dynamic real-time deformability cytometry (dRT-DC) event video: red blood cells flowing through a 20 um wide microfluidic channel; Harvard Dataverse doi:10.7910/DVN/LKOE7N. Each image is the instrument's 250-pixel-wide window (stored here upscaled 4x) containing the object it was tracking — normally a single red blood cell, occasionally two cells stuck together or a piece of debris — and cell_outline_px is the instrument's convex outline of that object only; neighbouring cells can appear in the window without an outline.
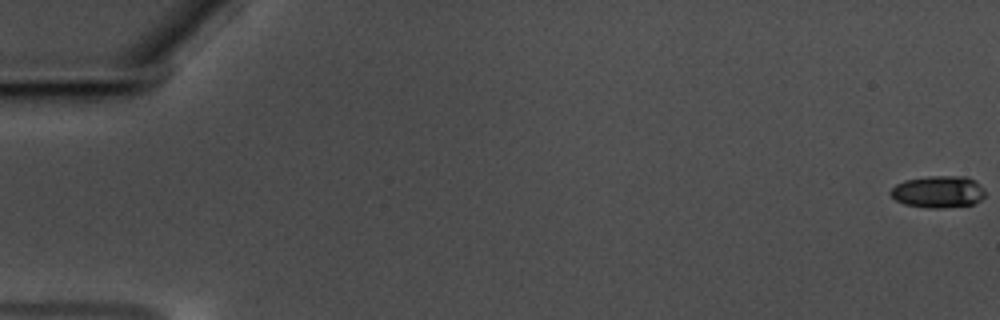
{"species": "common noctule bat (a hibernating species)", "species_latin": "Nyctalus noctula", "temperature_condition": "warm", "stored_images_in_passage": 60, "camera_frame_rate_fps": 3000, "um_per_image_px": 0.085, "animal": {"sex": "male", "body_mass_g": 17.5, "forearm_length_mm": 52.3}, "frame": {"image": 1, "passage_image": 1, "time_ms": 0.0, "image_size_px": [1000, 320], "cell_outline_px": [[984, 196], [980, 200], [972, 204], [944, 208], [928, 208], [904, 204], [896, 200], [888, 192], [896, 184], [904, 180], [928, 176], [968, 176], [976, 180], [984, 188]], "centroid_in_image_um": [79.75, 16.29], "position_along_channel_um": 5.2, "area_um2": 17.8}}
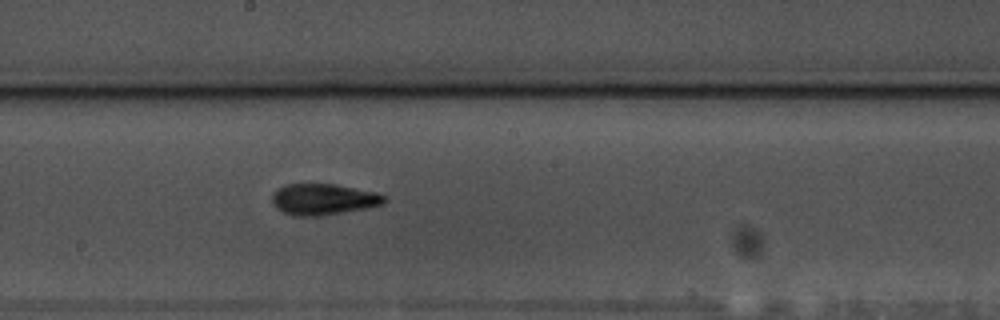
{"frame": {"image": 2, "passage_image": 34, "time_ms": 11.0, "image_size_px": [1000, 320], "cell_outline_px": [[388, 200], [384, 204], [368, 208], [324, 216], [292, 216], [276, 208], [272, 204], [272, 196], [276, 188], [284, 184], [332, 184], [376, 192], [384, 196]], "centroid_in_image_um": [27.47, 16.95], "position_along_channel_um": 220.7, "area_um2": 20.63}}
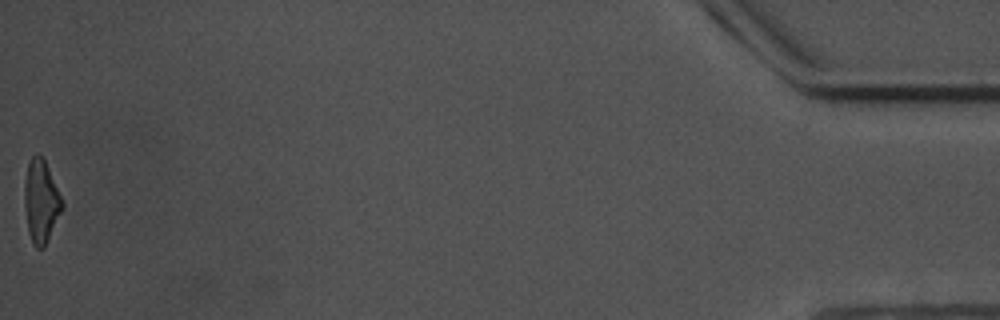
{"frame": {"image": 3, "passage_image": 60, "time_ms": 19.667, "image_size_px": [1000, 320], "cell_outline_px": [[64, 208], [44, 248], [36, 248], [32, 244], [28, 232], [24, 204], [24, 180], [28, 160], [36, 152], [44, 160], [48, 168], [64, 204]], "centroid_in_image_um": [3.47, 17.13], "position_along_channel_um": 431.7, "area_um2": 18.38}, "authors_computed_cell_mechanics": {"area_um2": 18.6983, "velocity_mm_per_s": 3.5456, "shape_relaxation_time_tau1_ms": 4.0128, "shape_relaxation_time_tau2_ms": 2.8944, "deformation_change_tau1": 0.1483, "deformation_change_tau2": 0.1012}}